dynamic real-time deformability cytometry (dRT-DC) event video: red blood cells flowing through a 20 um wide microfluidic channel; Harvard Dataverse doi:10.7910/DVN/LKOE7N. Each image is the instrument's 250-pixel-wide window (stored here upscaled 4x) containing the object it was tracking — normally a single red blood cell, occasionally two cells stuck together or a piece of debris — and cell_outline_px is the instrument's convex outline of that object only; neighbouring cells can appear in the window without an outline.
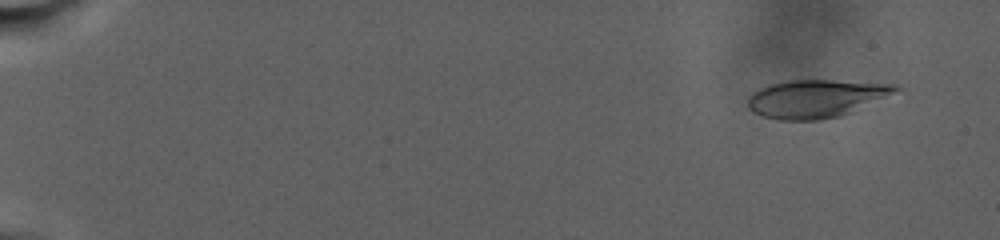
{"species": "human", "species_latin": "Homo sapiens", "temperature_condition": "warm", "stored_images_in_passage": 82, "camera_frame_rate_fps": 3000, "um_per_image_px": 0.085, "donor": {"sex": "male"}, "frame": {"image": 1, "passage_image": 15, "time_ms": 2.0, "image_size_px": [1000, 240], "cell_outline_px": [[904, 88], [852, 112], [840, 116], [820, 120], [780, 120], [764, 116], [748, 108], [748, 96], [752, 92], [760, 88], [772, 84], [788, 80], [832, 80], [900, 84]], "centroid_in_image_um": [69.4, 8.37], "position_along_channel_um": 15.6, "area_um2": 32.71}}
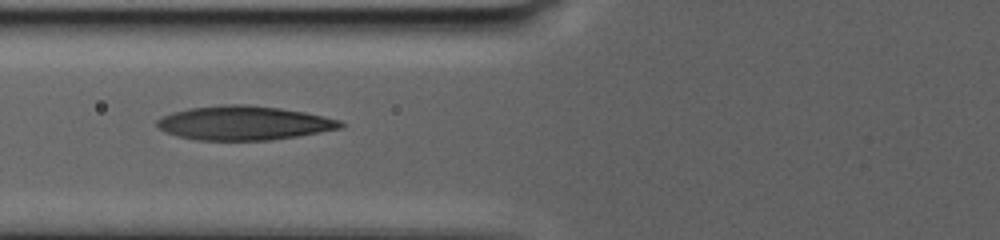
{"frame": {"image": 2, "passage_image": 62, "time_ms": 14.333, "image_size_px": [1000, 240], "cell_outline_px": [[344, 124], [340, 128], [320, 132], [296, 136], [268, 140], [196, 140], [176, 136], [164, 132], [156, 124], [156, 120], [160, 116], [172, 112], [188, 108], [224, 104], [244, 104], [280, 108], [304, 112], [324, 116], [340, 120]], "centroid_in_image_um": [20.67, 10.45], "position_along_channel_um": 105.1, "area_um2": 36.47}}
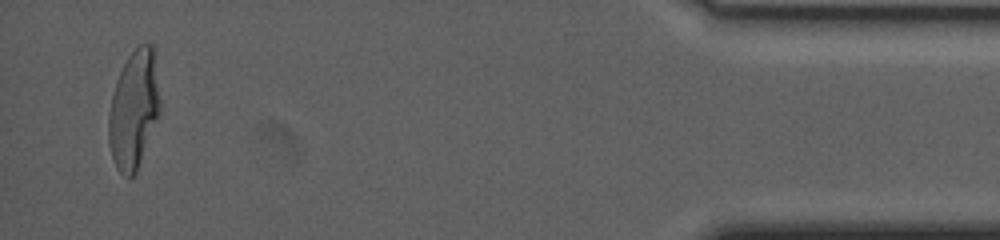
{"frame": {"image": 3, "passage_image": 82, "time_ms": 32.0, "image_size_px": [1000, 240], "cell_outline_px": [[160, 112], [136, 172], [128, 180], [116, 168], [108, 144], [108, 116], [112, 96], [120, 72], [128, 56], [140, 44], [152, 44], [156, 52], [160, 100]], "centroid_in_image_um": [11.39, 9.3], "position_along_channel_um": 423.8, "area_um2": 35.55}, "authors_computed_cell_mechanics": {"area_um2": 32.8304, "velocity_mm_per_s": 2.1675, "shape_relaxation_time_tau1_ms": 7.5723, "shape_relaxation_time_tau2_ms": 1.5839, "deformation_change_tau1": 0.248, "deformation_change_tau2": 0.0904}}